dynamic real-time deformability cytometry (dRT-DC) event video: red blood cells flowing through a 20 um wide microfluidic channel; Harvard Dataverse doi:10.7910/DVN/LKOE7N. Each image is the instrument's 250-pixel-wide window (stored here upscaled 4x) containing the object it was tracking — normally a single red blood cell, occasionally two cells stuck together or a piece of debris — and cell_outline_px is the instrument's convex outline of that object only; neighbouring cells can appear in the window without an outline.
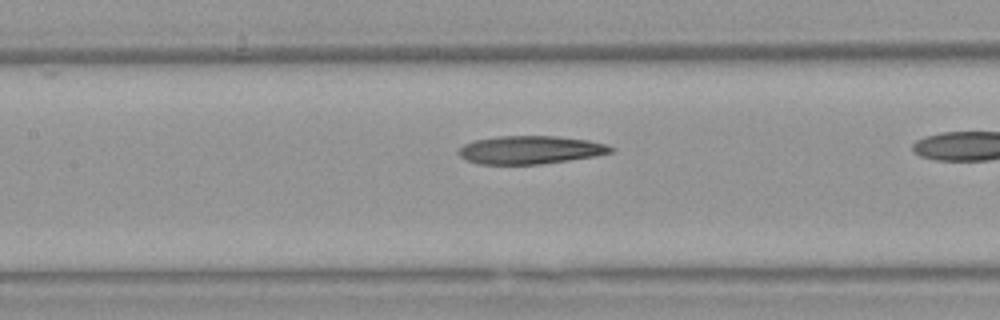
{"species": "Egyptian fruit bat (a non-hibernating species)", "species_latin": "Rousettus aegyptiacus", "temperature_condition": "warm", "stored_images_in_passage": 31, "camera_frame_rate_fps": 3000, "um_per_image_px": 0.085, "animal": {"sex": "female"}, "frame": {"image": 1, "passage_image": 14, "time_ms": 4.333, "image_size_px": [1000, 320], "cell_outline_px": [[616, 152], [596, 156], [540, 164], [476, 164], [460, 156], [456, 152], [464, 144], [476, 140], [500, 136], [556, 136], [588, 140], [608, 144], [616, 148]], "centroid_in_image_um": [45.13, 12.74], "position_along_channel_um": 162.3, "area_um2": 25.09}}